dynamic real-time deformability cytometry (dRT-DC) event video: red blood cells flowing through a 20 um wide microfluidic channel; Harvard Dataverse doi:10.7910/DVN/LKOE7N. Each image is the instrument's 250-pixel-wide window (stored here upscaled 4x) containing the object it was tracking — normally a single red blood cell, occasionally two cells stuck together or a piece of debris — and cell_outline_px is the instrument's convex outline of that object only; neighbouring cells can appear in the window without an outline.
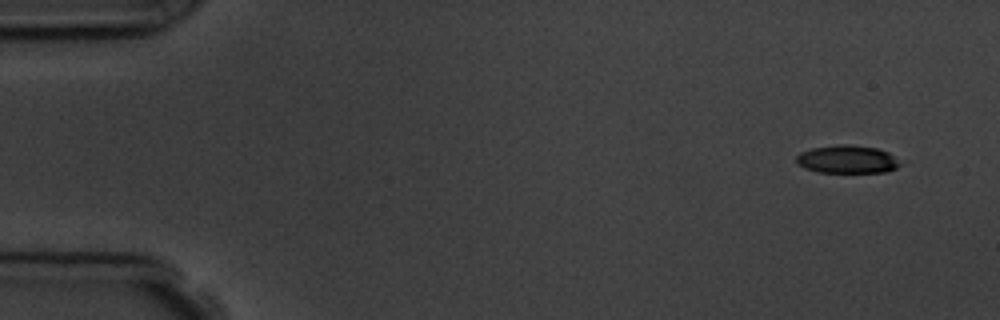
{"species": "common noctule bat (a hibernating species)", "species_latin": "Nyctalus noctula", "temperature_condition": "room temperature", "stored_images_in_passage": 4, "camera_frame_rate_fps": 3000, "um_per_image_px": 0.085, "animal": {"sex": "male", "body_mass_g": 19.5, "forearm_length_mm": 54.6}, "frame": {"image": 1, "passage_image": 1, "time_ms": 0.0, "image_size_px": [1000, 320], "cell_outline_px": [[904, 164], [888, 172], [816, 172], [804, 168], [796, 164], [796, 156], [800, 152], [812, 148], [840, 144], [848, 144], [876, 148], [888, 152]], "centroid_in_image_um": [72.01, 13.55], "position_along_channel_um": 13.0, "area_um2": 17.11}}